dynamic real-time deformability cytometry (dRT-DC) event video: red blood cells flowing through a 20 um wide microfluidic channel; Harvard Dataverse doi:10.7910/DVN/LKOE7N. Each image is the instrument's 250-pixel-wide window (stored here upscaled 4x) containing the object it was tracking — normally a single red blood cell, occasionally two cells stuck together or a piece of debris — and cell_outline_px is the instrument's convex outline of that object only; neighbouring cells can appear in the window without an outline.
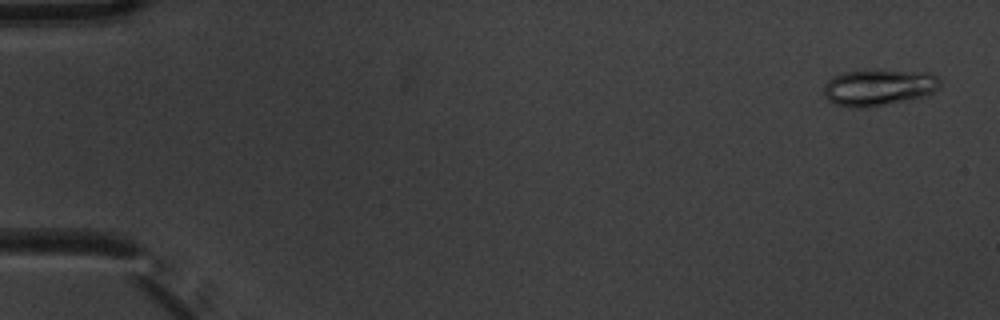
{"species": "common noctule bat (a hibernating species)", "species_latin": "Nyctalus noctula", "temperature_condition": "warm", "stored_images_in_passage": 6, "camera_frame_rate_fps": 3000, "um_per_image_px": 0.085, "animal": {"sex": "male", "body_mass_g": 20.1, "forearm_length_mm": 53.5}, "frame": {"image": 1, "passage_image": 1, "time_ms": 0.0, "image_size_px": [1000, 320], "cell_outline_px": [[940, 84], [932, 92], [924, 96], [912, 100], [868, 108], [848, 108], [836, 104], [828, 100], [824, 96], [824, 84], [832, 76], [844, 72], [864, 68], [872, 68], [932, 72], [940, 80]], "centroid_in_image_um": [74.67, 7.4], "position_along_channel_um": 10.3, "area_um2": 25.78}}